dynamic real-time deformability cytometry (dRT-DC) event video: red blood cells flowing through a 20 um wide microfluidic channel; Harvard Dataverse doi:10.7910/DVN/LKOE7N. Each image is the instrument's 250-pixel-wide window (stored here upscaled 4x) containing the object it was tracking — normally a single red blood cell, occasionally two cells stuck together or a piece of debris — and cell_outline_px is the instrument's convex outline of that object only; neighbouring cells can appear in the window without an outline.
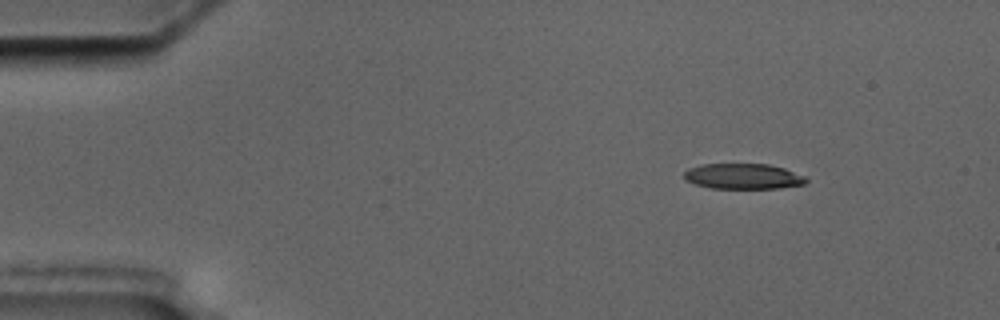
{"species": "common noctule bat (a hibernating species)", "species_latin": "Nyctalus noctula", "temperature_condition": "cold", "stored_images_in_passage": 6, "camera_frame_rate_fps": 3000, "um_per_image_px": 0.085, "animal": {"sex": "male", "body_mass_g": 17.5, "forearm_length_mm": 52.3}, "frame": {"image": 1, "passage_image": 1, "time_ms": 0.0, "image_size_px": [1000, 320], "cell_outline_px": [[808, 180], [804, 184], [780, 188], [712, 188], [696, 184], [684, 180], [684, 172], [688, 168], [704, 164], [768, 164], [784, 168], [804, 176]], "centroid_in_image_um": [63.15, 14.98], "position_along_channel_um": 21.8, "area_um2": 18.03}}
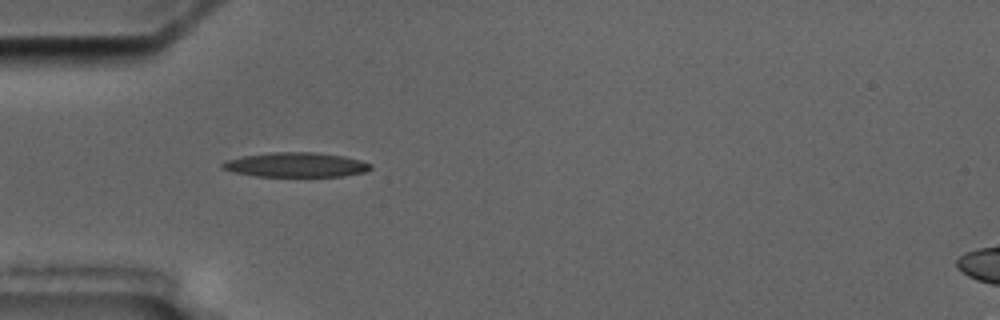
{"frame": {"image": 2, "passage_image": 4, "time_ms": 3.333, "image_size_px": [1000, 320], "cell_outline_px": [[372, 168], [364, 172], [344, 176], [256, 176], [232, 172], [220, 168], [220, 164], [224, 160], [240, 156], [272, 152], [312, 152], [344, 156], [360, 160], [372, 164]], "centroid_in_image_um": [25.09, 14.0], "position_along_channel_um": 59.9, "area_um2": 21.39}}
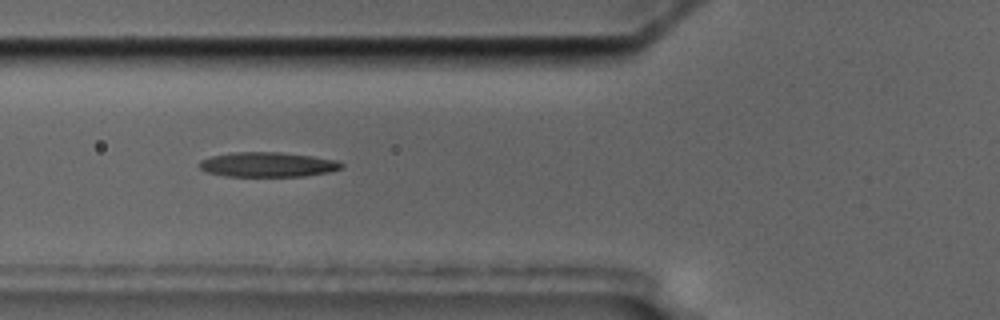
{"frame": {"image": 3, "passage_image": 5, "time_ms": 4.667, "image_size_px": [1000, 320], "cell_outline_px": [[344, 168], [328, 172], [304, 176], [224, 176], [204, 172], [196, 164], [200, 160], [212, 156], [232, 152], [280, 152], [312, 156], [336, 160], [344, 164]], "centroid_in_image_um": [22.71, 13.99], "position_along_channel_um": 103.1, "area_um2": 20.69}}